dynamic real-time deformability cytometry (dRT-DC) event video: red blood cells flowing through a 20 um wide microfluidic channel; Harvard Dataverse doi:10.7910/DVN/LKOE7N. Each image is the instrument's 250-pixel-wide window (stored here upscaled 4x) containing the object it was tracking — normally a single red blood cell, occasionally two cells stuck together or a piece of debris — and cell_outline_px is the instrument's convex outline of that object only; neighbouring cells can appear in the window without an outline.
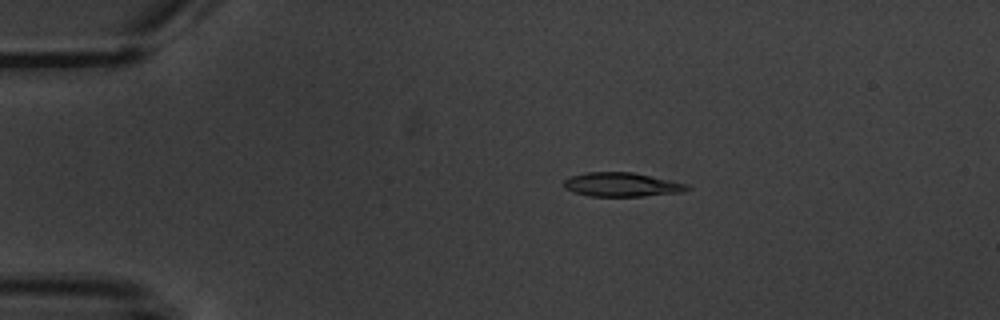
{"species": "common noctule bat (a hibernating species)", "species_latin": "Nyctalus noctula", "temperature_condition": "warm", "stored_images_in_passage": 7, "camera_frame_rate_fps": 3000, "um_per_image_px": 0.085, "animal": {"sex": "male", "body_mass_g": 20.1, "forearm_length_mm": 53.5}, "frame": {"image": 1, "passage_image": 3, "time_ms": 2.333, "image_size_px": [1000, 320], "cell_outline_px": [[692, 188], [680, 192], [644, 196], [588, 196], [572, 192], [564, 188], [564, 180], [572, 176], [584, 172], [632, 172], [688, 184]], "centroid_in_image_um": [52.82, 15.69], "position_along_channel_um": 32.2, "area_um2": 17.22}}
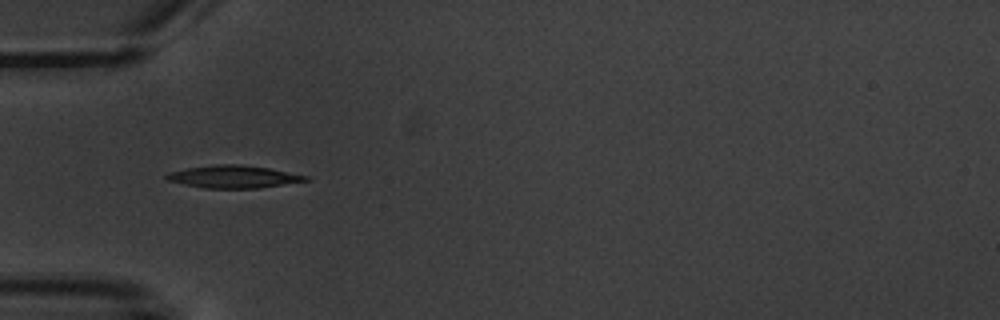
{"frame": {"image": 2, "passage_image": 5, "time_ms": 4.667, "image_size_px": [1000, 320], "cell_outline_px": [[312, 180], [260, 188], [204, 188], [184, 184], [168, 180], [164, 176], [168, 172], [188, 168], [216, 164], [240, 164], [268, 168], [308, 176]], "centroid_in_image_um": [19.87, 15.02], "position_along_channel_um": 65.1, "area_um2": 18.21}}
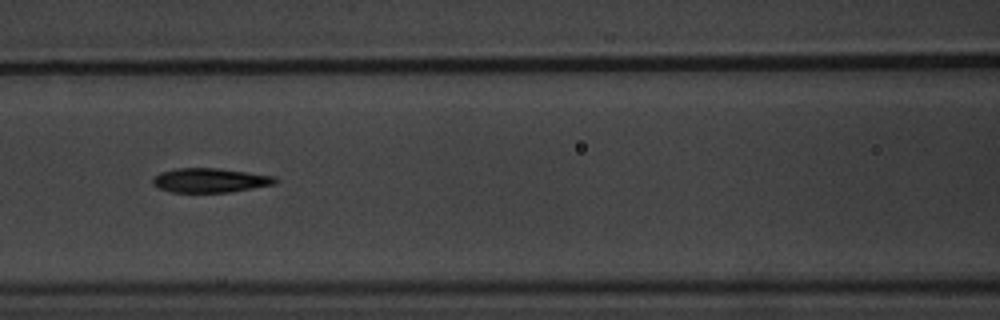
{"frame": {"image": 3, "passage_image": 7, "time_ms": 7.0, "image_size_px": [1000, 320], "cell_outline_px": [[276, 184], [228, 192], [172, 192], [160, 188], [152, 184], [152, 180], [160, 172], [176, 168], [216, 168], [276, 176]], "centroid_in_image_um": [17.85, 15.32], "position_along_channel_um": 148.8, "area_um2": 17.17}}